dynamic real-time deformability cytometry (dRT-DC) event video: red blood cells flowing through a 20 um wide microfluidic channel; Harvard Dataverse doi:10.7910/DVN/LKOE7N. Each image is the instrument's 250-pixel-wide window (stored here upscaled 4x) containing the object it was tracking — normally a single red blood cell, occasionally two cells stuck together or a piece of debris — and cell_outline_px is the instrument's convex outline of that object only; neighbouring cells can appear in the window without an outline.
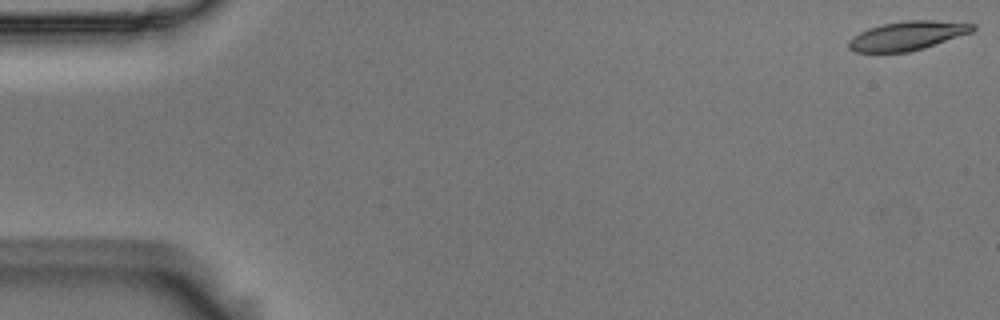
{"species": "Egyptian fruit bat (a non-hibernating species)", "species_latin": "Rousettus aegyptiacus", "temperature_condition": "room temperature", "stored_images_in_passage": 54, "camera_frame_rate_fps": 3000, "um_per_image_px": 0.085, "animal": {"sex": "male"}, "frame": {"image": 1, "passage_image": 1, "time_ms": 0.0, "image_size_px": [1000, 320], "cell_outline_px": [[976, 28], [972, 32], [924, 48], [908, 52], [856, 52], [848, 48], [848, 40], [852, 36], [868, 28], [884, 24], [908, 20], [932, 20], [976, 24]], "centroid_in_image_um": [77.12, 3.04], "position_along_channel_um": 7.9, "area_um2": 20.87}}
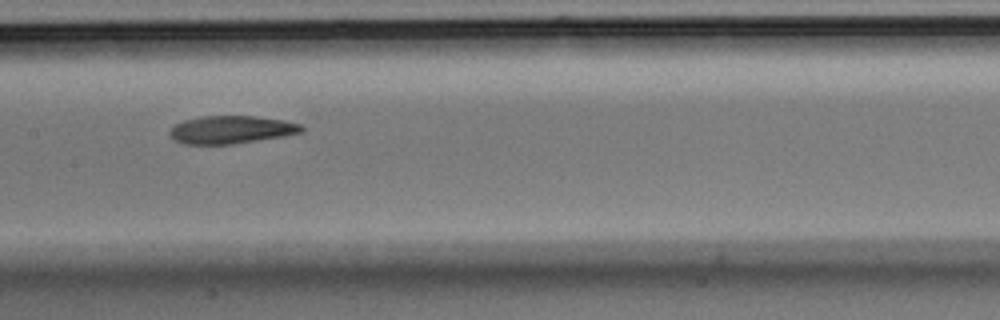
{"frame": {"image": 2, "passage_image": 27, "time_ms": 8.667, "image_size_px": [1000, 320], "cell_outline_px": [[304, 132], [284, 136], [232, 144], [184, 144], [176, 140], [168, 132], [176, 124], [184, 120], [200, 116], [256, 116], [284, 120], [300, 124], [304, 128]], "centroid_in_image_um": [19.69, 11.02], "position_along_channel_um": 187.7, "area_um2": 21.33}}
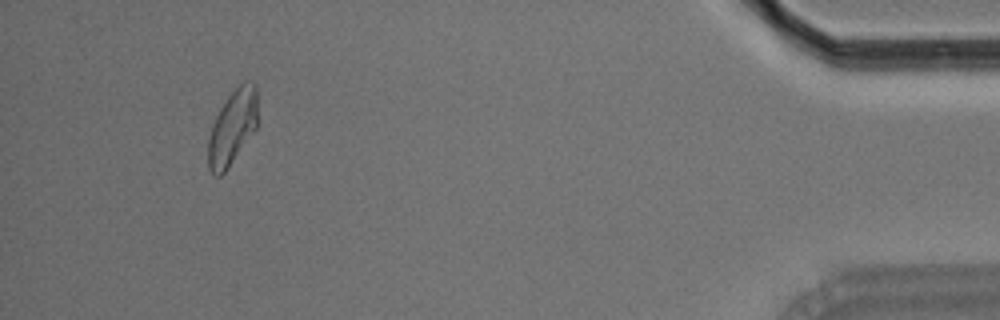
{"frame": {"image": 3, "passage_image": 51, "time_ms": 16.667, "image_size_px": [1000, 320], "cell_outline_px": [[256, 128], [228, 168], [220, 176], [216, 176], [208, 168], [208, 140], [212, 124], [220, 108], [228, 96], [244, 80], [252, 80], [256, 84]], "centroid_in_image_um": [19.74, 10.81], "position_along_channel_um": 415.5, "area_um2": 21.33}, "authors_computed_cell_mechanics": {"area_um2": 21.7906, "velocity_mm_per_s": 3.6789, "shape_relaxation_time_tau1_ms": 8.1261, "shape_relaxation_time_tau2_ms": 3.1783, "deformation_change_tau1": 0.2143, "deformation_change_tau2": 0.106}}